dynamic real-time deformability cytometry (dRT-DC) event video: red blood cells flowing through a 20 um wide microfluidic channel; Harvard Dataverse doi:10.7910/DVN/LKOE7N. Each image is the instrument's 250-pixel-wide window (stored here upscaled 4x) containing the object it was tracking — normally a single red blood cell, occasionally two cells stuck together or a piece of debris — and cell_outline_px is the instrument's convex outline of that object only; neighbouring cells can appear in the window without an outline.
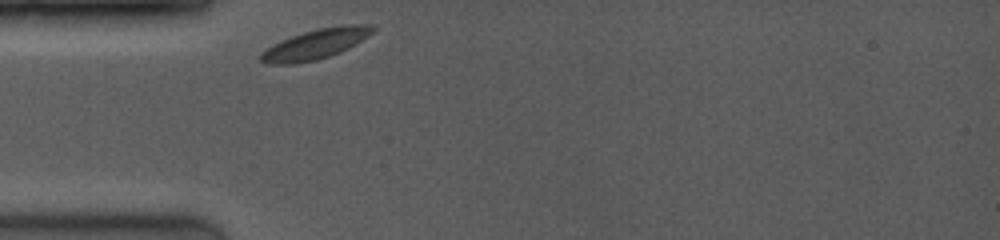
{"species": "common noctule bat (a hibernating species)", "species_latin": "Nyctalus noctula", "temperature_condition": "room temperature", "stored_images_in_passage": 11, "camera_frame_rate_fps": 4000, "um_per_image_px": 0.085, "animal": {"sex": "female", "body_mass_g": 19.0, "forearm_length_mm": 53.3}, "frame": {"image": 1, "passage_image": 1, "time_ms": 0.0, "image_size_px": [1000, 240], "cell_outline_px": [[376, 28], [368, 36], [340, 52], [316, 60], [292, 64], [272, 64], [260, 60], [260, 56], [272, 44], [292, 36], [304, 32], [320, 28], [348, 24], [360, 24]], "centroid_in_image_um": [26.81, 3.75], "position_along_channel_um": 58.2, "area_um2": 18.96}}
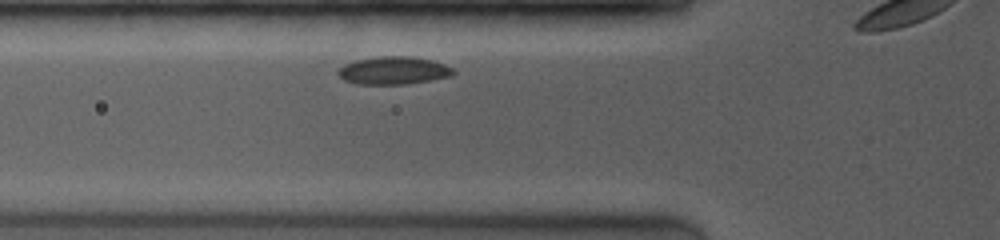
{"frame": {"image": 2, "passage_image": 5, "time_ms": 1.0, "image_size_px": [1000, 240], "cell_outline_px": [[456, 72], [452, 76], [404, 84], [360, 84], [344, 80], [336, 72], [344, 64], [356, 60], [380, 56], [412, 56], [432, 60], [444, 64], [452, 68]], "centroid_in_image_um": [33.45, 5.98], "position_along_channel_um": 92.3, "area_um2": 18.55}}